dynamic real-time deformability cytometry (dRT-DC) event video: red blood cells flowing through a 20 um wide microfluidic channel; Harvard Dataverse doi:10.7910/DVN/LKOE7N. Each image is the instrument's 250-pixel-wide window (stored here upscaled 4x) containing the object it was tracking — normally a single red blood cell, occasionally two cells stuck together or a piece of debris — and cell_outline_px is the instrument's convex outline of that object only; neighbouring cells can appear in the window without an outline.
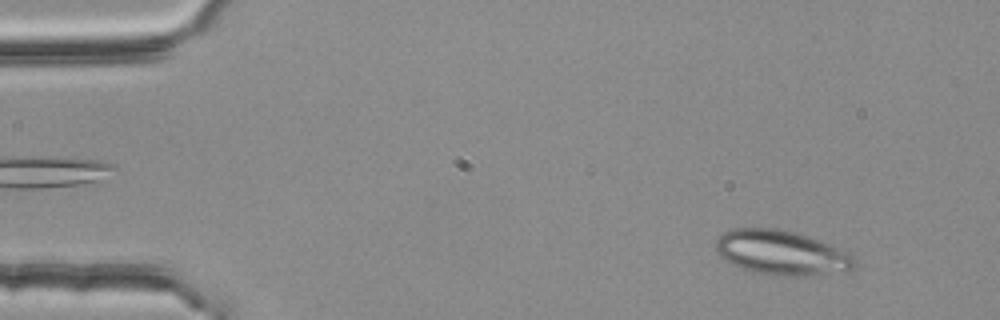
{"species": "common noctule bat (a hibernating species)", "species_latin": "Nyctalus noctula", "temperature_condition": "room temperature", "stored_images_in_passage": 52, "camera_frame_rate_fps": 3000, "um_per_image_px": 0.085, "animal": {"sex": "female", "body_mass_g": 25.1}, "frame": {"image": 1, "passage_image": 5, "time_ms": 1.333, "image_size_px": [1000, 320], "cell_outline_px": [[856, 264], [852, 268], [796, 276], [776, 276], [756, 272], [732, 264], [724, 260], [716, 252], [716, 240], [724, 232], [732, 228], [776, 228], [800, 232], [820, 240], [852, 256], [856, 260]], "centroid_in_image_um": [66.33, 21.44], "position_along_channel_um": 18.7, "area_um2": 35.43}}
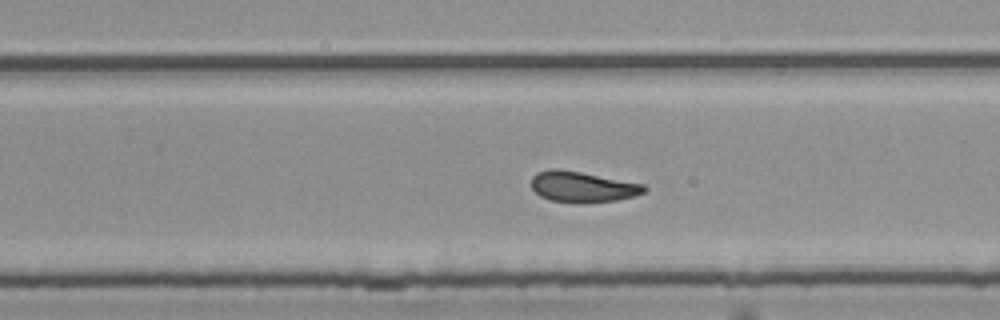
{"frame": {"image": 2, "passage_image": 34, "time_ms": 11.0, "image_size_px": [1000, 320], "cell_outline_px": [[648, 188], [644, 192], [632, 196], [616, 200], [584, 204], [572, 204], [552, 200], [540, 196], [532, 188], [532, 176], [536, 172], [552, 168], [560, 168], [644, 184]], "centroid_in_image_um": [49.48, 15.89], "position_along_channel_um": 280.3, "area_um2": 20.46}}
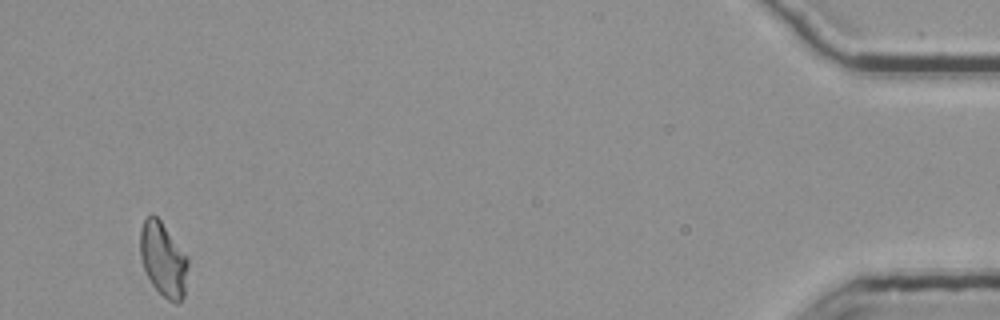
{"frame": {"image": 3, "passage_image": 52, "time_ms": 17.0, "image_size_px": [1000, 320], "cell_outline_px": [[188, 264], [184, 296], [176, 304], [168, 300], [152, 284], [144, 268], [140, 256], [140, 228], [144, 220], [152, 212], [160, 220], [188, 256]], "centroid_in_image_um": [13.88, 22.03], "position_along_channel_um": 421.3, "area_um2": 20.58}, "authors_computed_cell_mechanics": {"area_um2": 20.8369, "velocity_mm_per_s": 3.7438, "shape_relaxation_time_tau1_ms": null, "shape_relaxation_time_tau2_ms": 3.0661, "deformation_change_tau1": null, "deformation_change_tau2": 0.0928}}